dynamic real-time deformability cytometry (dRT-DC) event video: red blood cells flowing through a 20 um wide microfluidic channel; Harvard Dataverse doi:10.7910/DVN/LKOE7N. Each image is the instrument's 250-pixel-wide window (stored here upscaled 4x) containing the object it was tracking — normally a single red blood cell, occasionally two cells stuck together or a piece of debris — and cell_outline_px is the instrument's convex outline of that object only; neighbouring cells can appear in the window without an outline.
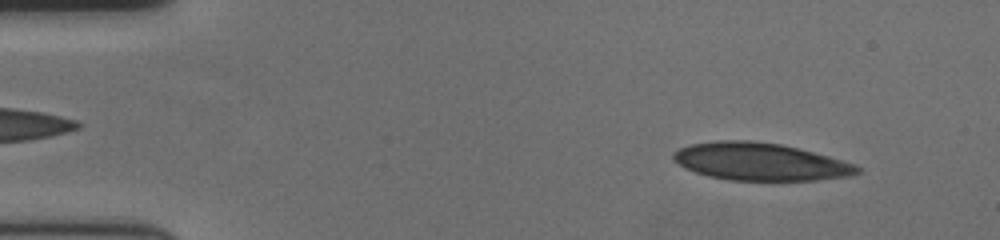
{"species": "human", "species_latin": "Homo sapiens", "temperature_condition": "cold", "stored_images_in_passage": 56, "camera_frame_rate_fps": 3000, "um_per_image_px": 0.085, "donor": {"sex": "female"}, "frame": {"image": 1, "passage_image": 5, "time_ms": 1.333, "image_size_px": [1000, 240], "cell_outline_px": [[860, 172], [852, 176], [816, 180], [728, 180], [708, 176], [684, 168], [672, 160], [672, 156], [680, 148], [692, 144], [724, 140], [748, 140], [780, 144], [812, 152], [840, 160], [852, 164], [860, 168]], "centroid_in_image_um": [64.58, 13.75], "position_along_channel_um": 20.4, "area_um2": 39.77}}
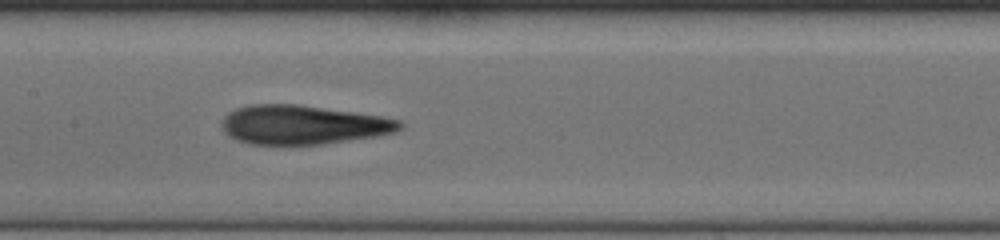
{"frame": {"image": 2, "passage_image": 27, "time_ms": 8.667, "image_size_px": [1000, 240], "cell_outline_px": [[404, 124], [400, 128], [392, 132], [372, 136], [320, 144], [248, 144], [236, 140], [228, 136], [224, 132], [220, 124], [224, 116], [228, 112], [236, 108], [248, 104], [296, 104], [380, 116], [400, 120]], "centroid_in_image_um": [25.63, 10.6], "position_along_channel_um": 181.8, "area_um2": 40.17}}
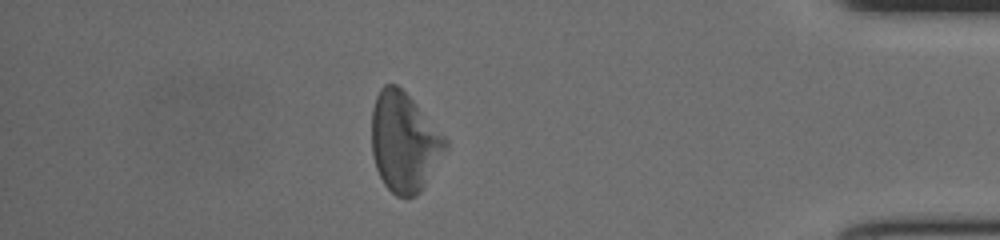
{"frame": {"image": 3, "passage_image": 49, "time_ms": 16.0, "image_size_px": [1000, 240], "cell_outline_px": [[448, 148], [424, 188], [416, 196], [396, 196], [384, 184], [376, 168], [372, 152], [372, 108], [376, 96], [380, 88], [384, 84], [396, 84], [412, 100], [448, 140]], "centroid_in_image_um": [34.36, 12.1], "position_along_channel_um": 400.8, "area_um2": 42.6}, "authors_computed_cell_mechanics": {"area_um2": 40.5178, "velocity_mm_per_s": 3.5472, "shape_relaxation_time_tau1_ms": 11.3926, "shape_relaxation_time_tau2_ms": 2.611, "deformation_change_tau1": 0.2617, "deformation_change_tau2": 0.114}}